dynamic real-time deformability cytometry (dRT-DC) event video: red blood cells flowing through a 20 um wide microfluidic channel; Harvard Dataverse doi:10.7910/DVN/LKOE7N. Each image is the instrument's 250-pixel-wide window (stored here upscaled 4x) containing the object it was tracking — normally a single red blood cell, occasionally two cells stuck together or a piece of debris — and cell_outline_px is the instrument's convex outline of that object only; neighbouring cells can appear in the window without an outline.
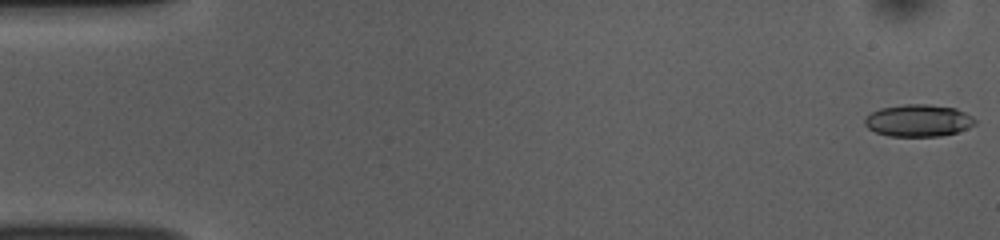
{"species": "common noctule bat (a hibernating species)", "species_latin": "Nyctalus noctula", "temperature_condition": "room temperature", "stored_images_in_passage": 53, "camera_frame_rate_fps": 3000, "um_per_image_px": 0.085, "animal": {"sex": "female", "body_mass_g": 10.0, "forearm_length_mm": 53.1}, "frame": {"image": 1, "passage_image": 1, "time_ms": 0.0, "image_size_px": [1000, 240], "cell_outline_px": [[976, 124], [968, 128], [956, 132], [940, 136], [888, 136], [876, 132], [868, 128], [864, 124], [864, 120], [872, 112], [880, 108], [904, 104], [928, 104], [956, 108], [972, 116], [976, 120]], "centroid_in_image_um": [78.07, 10.24], "position_along_channel_um": 6.9, "area_um2": 20.63}}
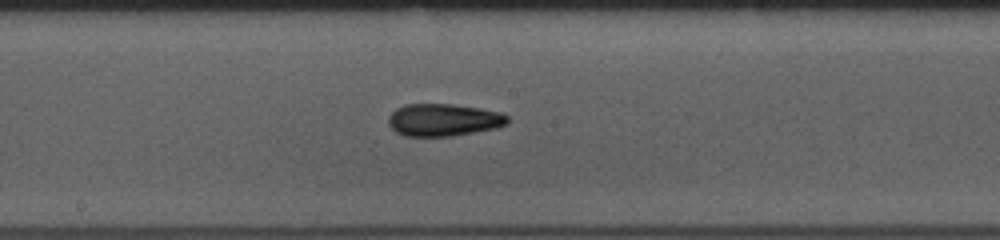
{"frame": {"image": 2, "passage_image": 28, "time_ms": 9.0, "image_size_px": [1000, 240], "cell_outline_px": [[508, 124], [496, 128], [452, 136], [404, 136], [396, 132], [388, 124], [388, 116], [396, 108], [404, 104], [452, 104], [480, 108], [500, 112], [508, 116]], "centroid_in_image_um": [37.69, 10.19], "position_along_channel_um": 210.5, "area_um2": 22.6}}
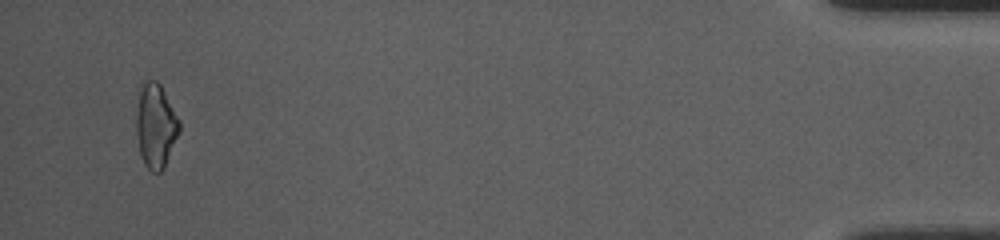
{"frame": {"image": 3, "passage_image": 51, "time_ms": 16.667, "image_size_px": [1000, 240], "cell_outline_px": [[180, 132], [160, 172], [152, 172], [144, 164], [140, 156], [136, 132], [136, 116], [140, 84], [144, 76], [156, 80], [160, 84], [180, 120]], "centroid_in_image_um": [13.21, 10.61], "position_along_channel_um": 422.0, "area_um2": 21.33}, "authors_computed_cell_mechanics": {"area_um2": 21.2126, "velocity_mm_per_s": 3.7932, "shape_relaxation_time_tau1_ms": null, "shape_relaxation_time_tau2_ms": 3.0477, "deformation_change_tau1": null, "deformation_change_tau2": 0.1029}}